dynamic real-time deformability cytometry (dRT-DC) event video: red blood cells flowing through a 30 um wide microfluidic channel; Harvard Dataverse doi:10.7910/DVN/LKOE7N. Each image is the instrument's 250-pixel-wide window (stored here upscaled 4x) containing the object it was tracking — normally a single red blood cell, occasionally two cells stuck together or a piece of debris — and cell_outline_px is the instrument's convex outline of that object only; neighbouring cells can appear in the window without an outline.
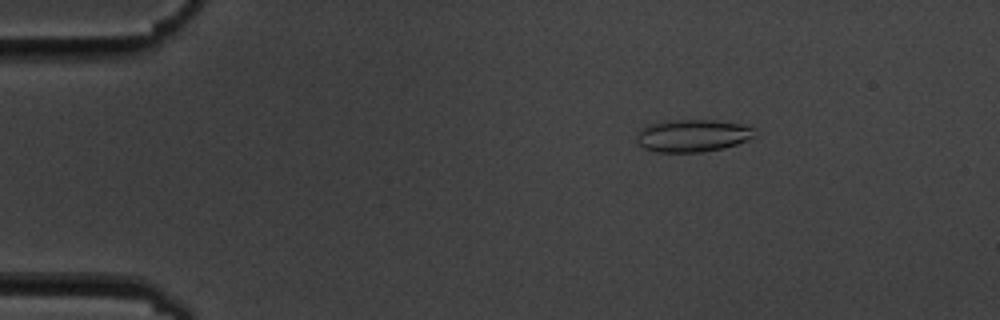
{"species": "common noctule bat (a hibernating species)", "species_latin": "Nyctalus noctula", "temperature_condition": "cold", "stored_images_in_passage": 5, "camera_frame_rate_fps": 3000, "um_per_image_px": 0.085, "animal": {"sex": "male", "body_mass_g": 19.5, "forearm_length_mm": 54.6}, "frame": {"image": 1, "passage_image": 2, "time_ms": 1.0, "image_size_px": [1000, 320], "cell_outline_px": [[752, 136], [748, 140], [736, 144], [704, 152], [656, 152], [644, 148], [636, 144], [636, 132], [648, 124], [676, 120], [716, 120], [740, 124], [752, 128]], "centroid_in_image_um": [58.78, 11.53], "position_along_channel_um": 26.2, "area_um2": 22.14}}